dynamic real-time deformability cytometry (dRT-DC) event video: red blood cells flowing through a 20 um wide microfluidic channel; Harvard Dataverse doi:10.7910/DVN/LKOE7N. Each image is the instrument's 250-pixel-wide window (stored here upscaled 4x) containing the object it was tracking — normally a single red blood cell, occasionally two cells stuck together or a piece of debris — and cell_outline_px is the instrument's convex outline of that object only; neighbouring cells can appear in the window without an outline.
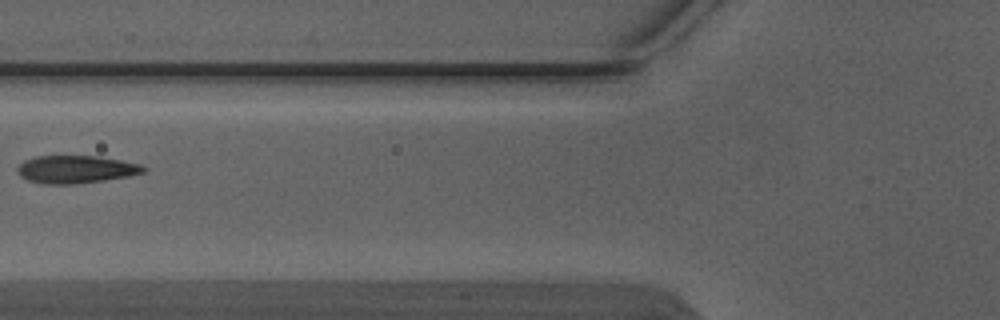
{"species": "Egyptian fruit bat (a non-hibernating species)", "species_latin": "Rousettus aegyptiacus", "temperature_condition": "warm", "stored_images_in_passage": 6, "camera_frame_rate_fps": 3000, "um_per_image_px": 0.085, "animal": {"sex": "male"}, "frame": {"image": 1, "passage_image": 6, "time_ms": 1.667, "image_size_px": [1000, 320], "cell_outline_px": [[148, 168], [144, 172], [128, 176], [104, 180], [72, 184], [44, 184], [28, 180], [20, 176], [16, 172], [16, 168], [24, 160], [36, 156], [96, 156], [120, 160], [140, 164]], "centroid_in_image_um": [6.42, 14.39], "position_along_channel_um": 119.4, "area_um2": 20.35}}